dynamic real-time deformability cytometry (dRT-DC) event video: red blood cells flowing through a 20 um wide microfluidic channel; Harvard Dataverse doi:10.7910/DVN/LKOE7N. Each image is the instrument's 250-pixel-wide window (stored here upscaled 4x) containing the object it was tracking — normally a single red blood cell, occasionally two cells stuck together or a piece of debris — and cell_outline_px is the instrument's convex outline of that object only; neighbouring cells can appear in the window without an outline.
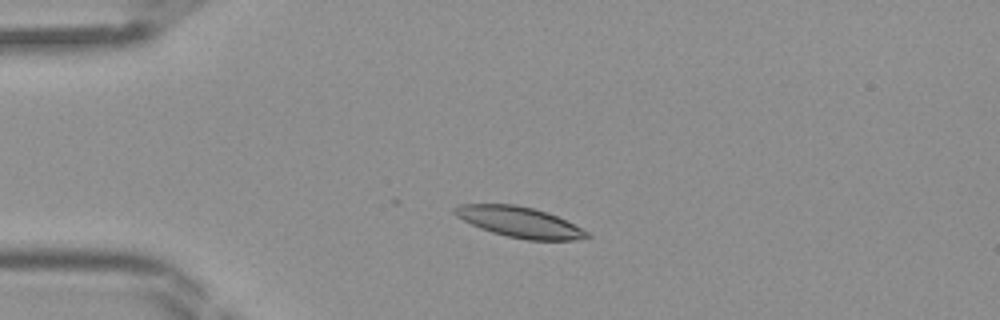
{"species": "Egyptian fruit bat (a non-hibernating species)", "species_latin": "Rousettus aegyptiacus", "temperature_condition": "room temperature", "stored_images_in_passage": 13, "camera_frame_rate_fps": 3000, "um_per_image_px": 0.085, "frame": {"image": 1, "passage_image": 1, "time_ms": 0.0, "image_size_px": [1000, 320], "cell_outline_px": [[592, 236], [576, 240], [528, 240], [508, 236], [492, 232], [480, 228], [456, 216], [452, 212], [452, 208], [460, 204], [516, 204], [532, 208], [556, 216], [588, 232]], "centroid_in_image_um": [44.12, 18.87], "position_along_channel_um": 40.9, "area_um2": 23.24}}
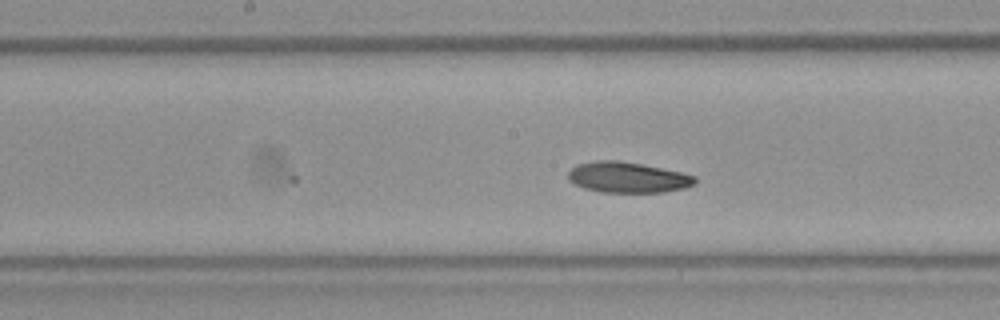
{"frame": {"image": 2, "passage_image": 13, "time_ms": 4.0, "image_size_px": [1000, 320], "cell_outline_px": [[696, 184], [684, 188], [664, 192], [600, 192], [584, 188], [572, 184], [568, 180], [568, 172], [576, 164], [596, 160], [616, 160], [640, 164], [680, 172], [696, 176]], "centroid_in_image_um": [53.31, 15.08], "position_along_channel_um": 194.9, "area_um2": 22.72}}